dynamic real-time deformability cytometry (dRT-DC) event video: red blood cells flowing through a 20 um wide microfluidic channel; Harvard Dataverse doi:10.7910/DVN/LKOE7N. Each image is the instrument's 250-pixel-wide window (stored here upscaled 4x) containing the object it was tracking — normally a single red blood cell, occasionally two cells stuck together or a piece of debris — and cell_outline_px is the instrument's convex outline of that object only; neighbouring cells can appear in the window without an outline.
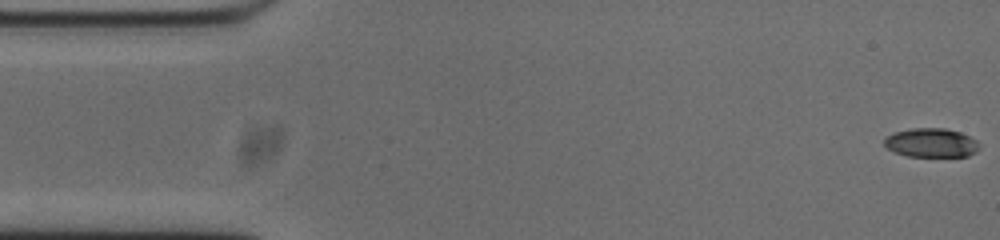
{"species": "common noctule bat (a hibernating species)", "species_latin": "Nyctalus noctula", "temperature_condition": "cold", "stored_images_in_passage": 53, "camera_frame_rate_fps": 3000, "um_per_image_px": 0.085, "animal": {"sex": "male", "body_mass_g": 20.0, "forearm_length_mm": 53.3}, "frame": {"image": 1, "passage_image": 1, "time_ms": 0.0, "image_size_px": [1000, 240], "cell_outline_px": [[980, 148], [976, 152], [968, 156], [908, 156], [896, 152], [888, 148], [884, 144], [884, 140], [888, 136], [896, 132], [912, 128], [944, 128], [960, 132], [976, 140], [980, 144]], "centroid_in_image_um": [79.2, 12.13], "position_along_channel_um": 5.8, "area_um2": 15.9}}
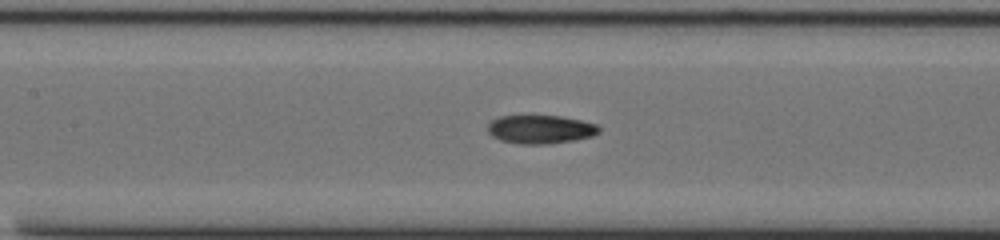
{"frame": {"image": 2, "passage_image": 23, "time_ms": 7.333, "image_size_px": [1000, 240], "cell_outline_px": [[600, 132], [592, 136], [572, 140], [544, 144], [520, 144], [500, 140], [492, 136], [488, 132], [488, 124], [492, 120], [500, 116], [560, 116], [580, 120], [596, 124], [600, 128]], "centroid_in_image_um": [45.92, 10.99], "position_along_channel_um": 161.5, "area_um2": 18.32}}
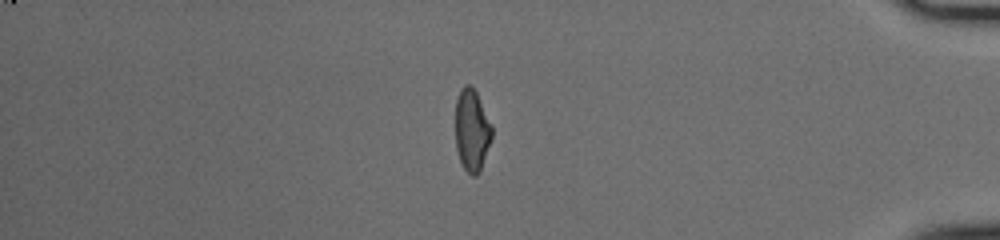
{"frame": {"image": 3, "passage_image": 45, "time_ms": 14.667, "image_size_px": [1000, 240], "cell_outline_px": [[492, 136], [480, 172], [476, 176], [472, 176], [464, 168], [460, 160], [456, 148], [456, 96], [460, 88], [464, 84], [468, 84], [476, 92], [492, 124]], "centroid_in_image_um": [40.1, 11.06], "position_along_channel_um": 395.1, "area_um2": 17.46}, "authors_computed_cell_mechanics": {"area_um2": 17.8602, "velocity_mm_per_s": 3.7757, "shape_relaxation_time_tau1_ms": null, "shape_relaxation_time_tau2_ms": 3.9093, "deformation_change_tau1": null, "deformation_change_tau2": 0.1092}}